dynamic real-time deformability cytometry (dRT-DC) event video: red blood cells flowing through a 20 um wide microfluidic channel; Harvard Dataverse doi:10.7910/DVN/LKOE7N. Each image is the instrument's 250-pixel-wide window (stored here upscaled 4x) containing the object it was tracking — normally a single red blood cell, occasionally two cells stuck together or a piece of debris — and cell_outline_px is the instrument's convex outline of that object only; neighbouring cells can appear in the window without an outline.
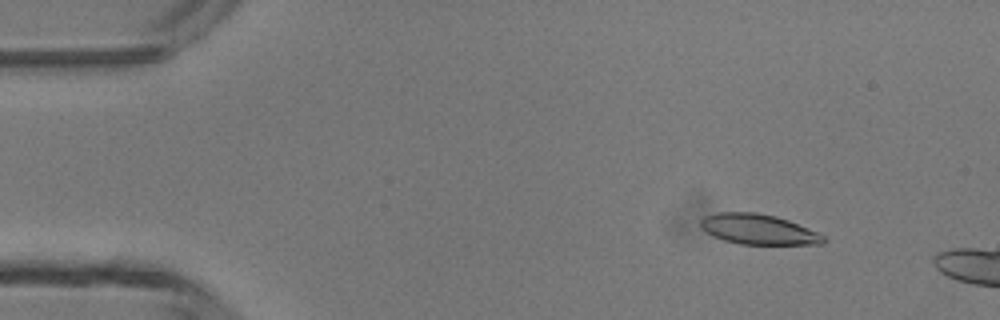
{"species": "common noctule bat (a hibernating species)", "species_latin": "Nyctalus noctula", "temperature_condition": "room temperature", "stored_images_in_passage": 10, "camera_frame_rate_fps": 3000, "um_per_image_px": 0.085, "animal": {"sex": "male", "body_mass_g": 13.3}, "frame": {"image": 1, "passage_image": 6, "time_ms": 1.667, "image_size_px": [1000, 320], "cell_outline_px": [[828, 240], [824, 244], [740, 244], [724, 240], [700, 228], [700, 220], [704, 216], [720, 212], [756, 212], [776, 216], [788, 220], [816, 232], [824, 236]], "centroid_in_image_um": [64.46, 19.49], "position_along_channel_um": 20.5, "area_um2": 21.5}}